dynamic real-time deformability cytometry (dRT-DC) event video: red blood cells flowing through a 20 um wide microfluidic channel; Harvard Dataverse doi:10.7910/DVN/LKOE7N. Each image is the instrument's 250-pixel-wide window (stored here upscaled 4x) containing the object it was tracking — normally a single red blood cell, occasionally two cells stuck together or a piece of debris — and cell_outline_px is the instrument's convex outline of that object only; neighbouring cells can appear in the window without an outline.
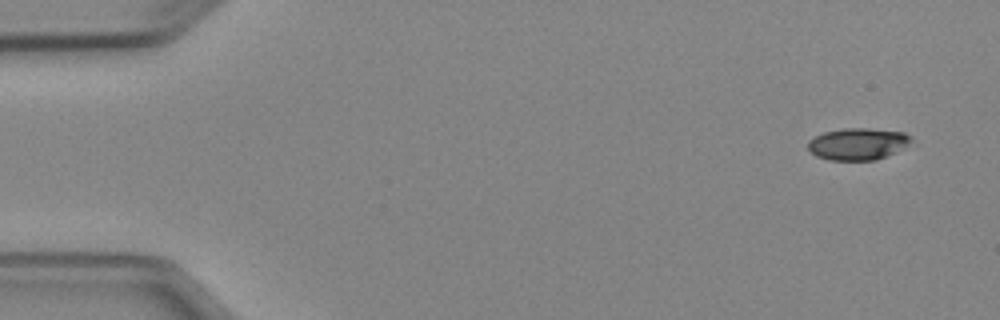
{"species": "Egyptian fruit bat (a non-hibernating species)", "species_latin": "Rousettus aegyptiacus", "temperature_condition": "cold", "stored_images_in_passage": 49, "camera_frame_rate_fps": 3000, "um_per_image_px": 0.085, "animal": {"sex": "female"}, "frame": {"image": 1, "passage_image": 1, "time_ms": 0.0, "image_size_px": [1000, 320], "cell_outline_px": [[912, 140], [892, 152], [876, 160], [828, 160], [816, 156], [808, 148], [808, 140], [824, 132], [844, 128], [868, 128], [904, 132], [912, 136]], "centroid_in_image_um": [72.86, 12.22], "position_along_channel_um": 12.1, "area_um2": 18.84}}
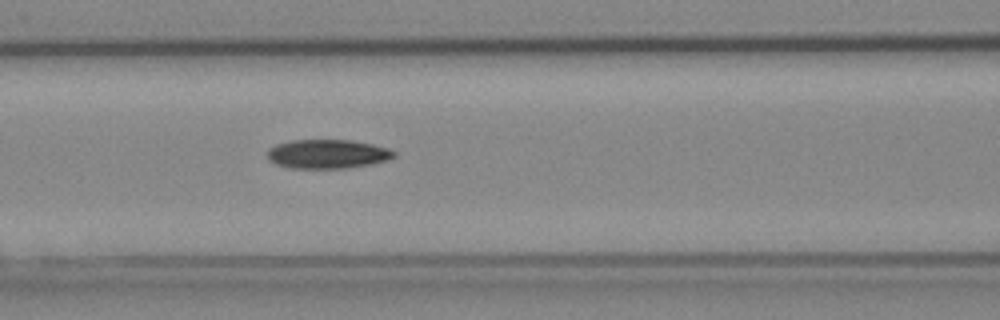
{"frame": {"image": 2, "passage_image": 20, "time_ms": 6.333, "image_size_px": [1000, 320], "cell_outline_px": [[396, 156], [388, 160], [372, 164], [348, 168], [288, 168], [276, 164], [268, 160], [268, 148], [276, 144], [292, 140], [352, 140], [372, 144], [388, 148], [396, 152]], "centroid_in_image_um": [27.84, 13.09], "position_along_channel_um": 138.8, "area_um2": 21.62}}
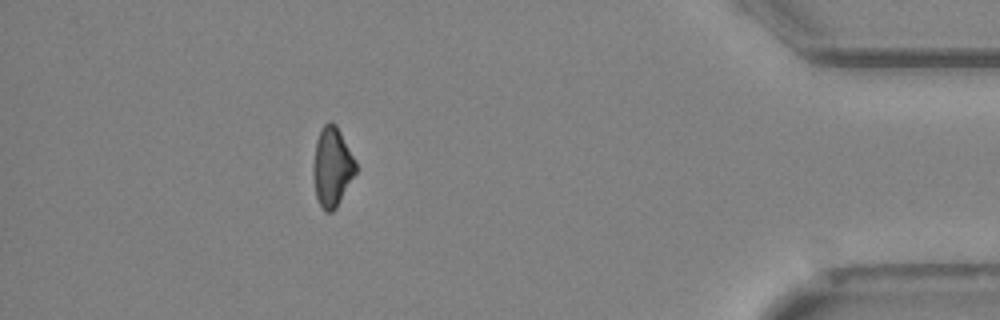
{"frame": {"image": 3, "passage_image": 44, "time_ms": 14.333, "image_size_px": [1000, 320], "cell_outline_px": [[356, 172], [336, 208], [332, 212], [324, 212], [316, 196], [312, 172], [312, 168], [316, 140], [324, 124], [328, 120], [332, 120], [336, 124], [356, 160]], "centroid_in_image_um": [28.22, 14.17], "position_along_channel_um": 407.0, "area_um2": 19.77}, "authors_computed_cell_mechanics": {"area_um2": 20.8658, "velocity_mm_per_s": 3.9539, "shape_relaxation_time_tau1_ms": 6.6386, "shape_relaxation_time_tau2_ms": null, "deformation_change_tau1": 0.144, "deformation_change_tau2": null}}